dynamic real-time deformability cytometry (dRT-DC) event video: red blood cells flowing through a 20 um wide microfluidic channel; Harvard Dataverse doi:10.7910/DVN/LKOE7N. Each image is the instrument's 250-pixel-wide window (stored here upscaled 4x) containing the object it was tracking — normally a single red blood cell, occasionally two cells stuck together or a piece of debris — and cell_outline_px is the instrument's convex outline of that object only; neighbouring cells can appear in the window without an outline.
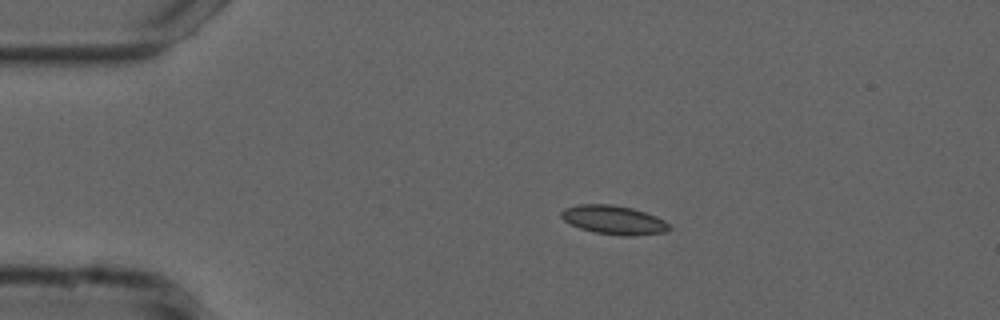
{"species": "common noctule bat (a hibernating species)", "species_latin": "Nyctalus noctula", "temperature_condition": "cold", "stored_images_in_passage": 45, "camera_frame_rate_fps": 3000, "um_per_image_px": 0.085, "animal": {"sex": "male", "forearm_length_mm": 52.5}, "frame": {"image": 1, "passage_image": 1, "time_ms": 0.0, "image_size_px": [1000, 320], "cell_outline_px": [[672, 228], [664, 232], [632, 236], [624, 236], [596, 232], [580, 228], [564, 220], [560, 216], [560, 212], [564, 208], [580, 204], [612, 204], [632, 208], [656, 216], [672, 224]], "centroid_in_image_um": [52.2, 18.69], "position_along_channel_um": 32.8, "area_um2": 18.15}}
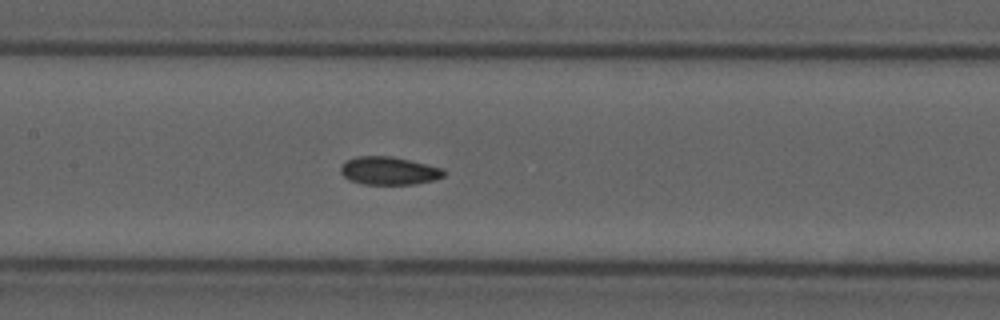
{"frame": {"image": 2, "passage_image": 16, "time_ms": 5.0, "image_size_px": [1000, 320], "cell_outline_px": [[444, 176], [436, 180], [412, 184], [364, 184], [348, 180], [340, 172], [340, 168], [348, 160], [356, 156], [392, 156], [444, 168]], "centroid_in_image_um": [33.07, 14.52], "position_along_channel_um": 174.3, "area_um2": 16.82}}
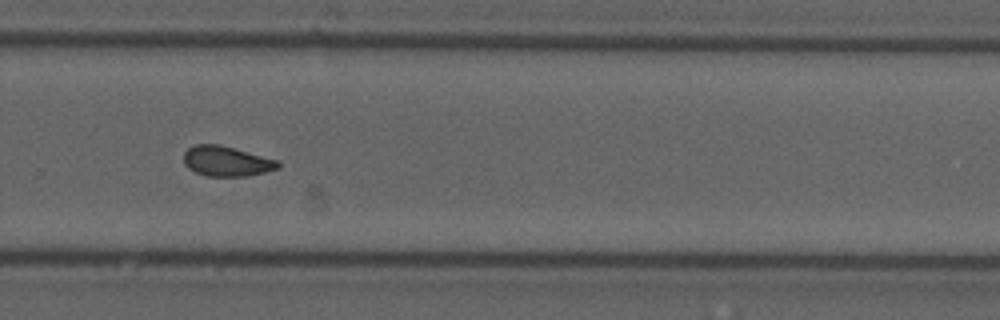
{"frame": {"image": 3, "passage_image": 27, "time_ms": 8.667, "image_size_px": [1000, 320], "cell_outline_px": [[280, 168], [248, 176], [208, 176], [196, 172], [188, 168], [184, 164], [184, 152], [188, 148], [196, 144], [220, 144], [280, 160]], "centroid_in_image_um": [19.28, 13.69], "position_along_channel_um": 310.5, "area_um2": 16.7}, "authors_computed_cell_mechanics": {"area_um2": 16.762, "velocity_mm_per_s": 3.7295, "shape_relaxation_time_tau1_ms": null, "shape_relaxation_time_tau2_ms": 4.2041, "deformation_change_tau1": null, "deformation_change_tau2": 0.0923}}